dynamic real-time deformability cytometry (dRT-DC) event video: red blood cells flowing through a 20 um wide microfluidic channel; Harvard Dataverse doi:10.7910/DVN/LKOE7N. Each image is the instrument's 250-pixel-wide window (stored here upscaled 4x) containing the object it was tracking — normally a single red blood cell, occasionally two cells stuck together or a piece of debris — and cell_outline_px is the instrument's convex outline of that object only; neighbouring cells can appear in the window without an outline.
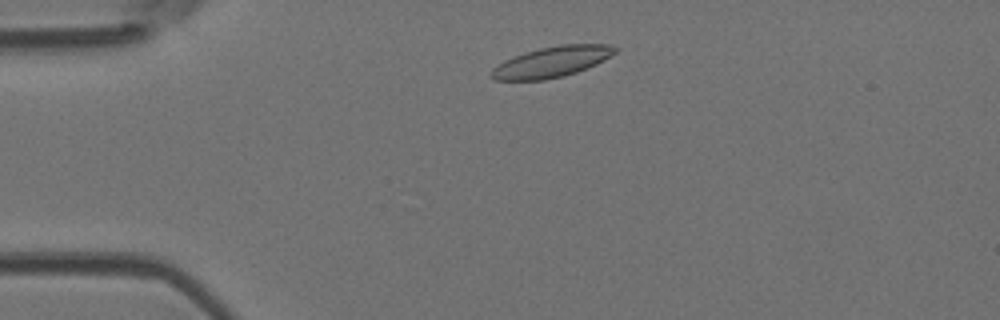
{"species": "Egyptian fruit bat (a non-hibernating species)", "species_latin": "Rousettus aegyptiacus", "temperature_condition": "room temperature", "stored_images_in_passage": 4, "camera_frame_rate_fps": 3000, "um_per_image_px": 0.085, "animal": {"sex": "female"}, "frame": {"image": 1, "passage_image": 2, "time_ms": 0.333, "image_size_px": [1000, 320], "cell_outline_px": [[616, 52], [604, 60], [596, 64], [576, 72], [564, 76], [544, 80], [496, 80], [488, 76], [492, 68], [504, 60], [524, 52], [540, 48], [560, 44], [608, 44], [616, 48]], "centroid_in_image_um": [46.86, 5.26], "position_along_channel_um": 38.1, "area_um2": 22.14}}
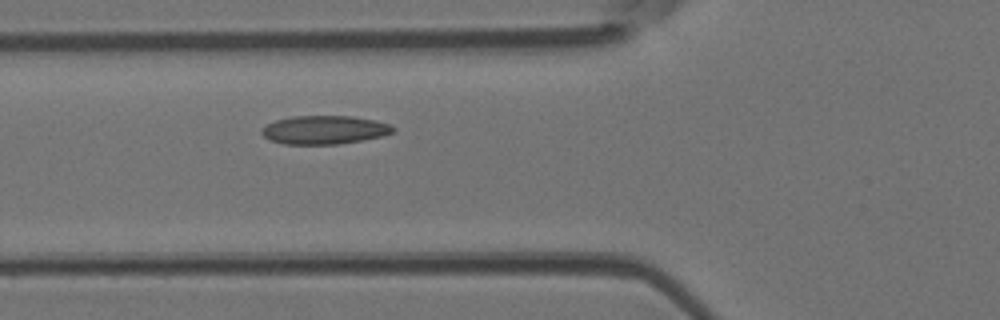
{"frame": {"image": 2, "passage_image": 4, "time_ms": 1.0, "image_size_px": [1000, 320], "cell_outline_px": [[396, 128], [392, 132], [384, 136], [336, 144], [284, 144], [272, 140], [264, 136], [260, 132], [260, 128], [276, 120], [292, 116], [352, 116], [376, 120], [392, 124]], "centroid_in_image_um": [27.6, 11.03], "position_along_channel_um": 98.2, "area_um2": 21.85}}